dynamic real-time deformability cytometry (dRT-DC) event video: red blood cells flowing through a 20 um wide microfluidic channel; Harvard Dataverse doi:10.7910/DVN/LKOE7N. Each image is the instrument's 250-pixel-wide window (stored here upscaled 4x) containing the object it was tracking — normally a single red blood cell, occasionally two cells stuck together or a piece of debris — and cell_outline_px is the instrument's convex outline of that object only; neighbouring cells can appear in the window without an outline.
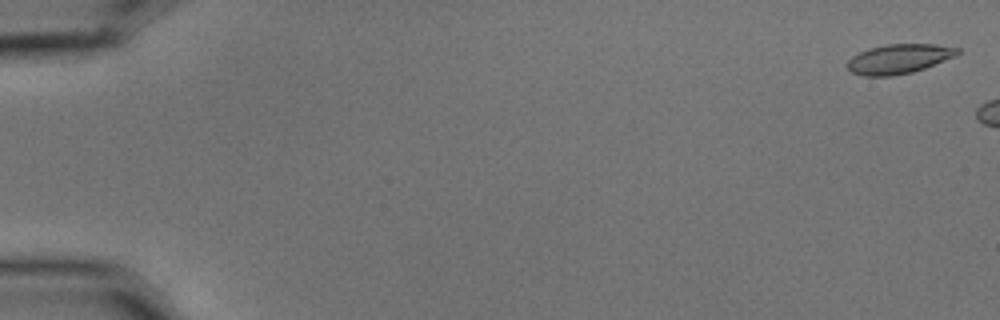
{"species": "common noctule bat (a hibernating species)", "species_latin": "Nyctalus noctula", "temperature_condition": "cold", "stored_images_in_passage": 3, "camera_frame_rate_fps": 3000, "um_per_image_px": 0.085, "animal": {"sex": "male", "body_mass_g": 15.6}, "frame": {"image": 1, "passage_image": 1, "time_ms": 0.0, "image_size_px": [1000, 320], "cell_outline_px": [[960, 52], [956, 56], [924, 68], [912, 72], [892, 76], [864, 76], [852, 72], [844, 64], [852, 56], [868, 48], [888, 44], [936, 44], [960, 48]], "centroid_in_image_um": [76.39, 5.0], "position_along_channel_um": 8.6, "area_um2": 19.02}}